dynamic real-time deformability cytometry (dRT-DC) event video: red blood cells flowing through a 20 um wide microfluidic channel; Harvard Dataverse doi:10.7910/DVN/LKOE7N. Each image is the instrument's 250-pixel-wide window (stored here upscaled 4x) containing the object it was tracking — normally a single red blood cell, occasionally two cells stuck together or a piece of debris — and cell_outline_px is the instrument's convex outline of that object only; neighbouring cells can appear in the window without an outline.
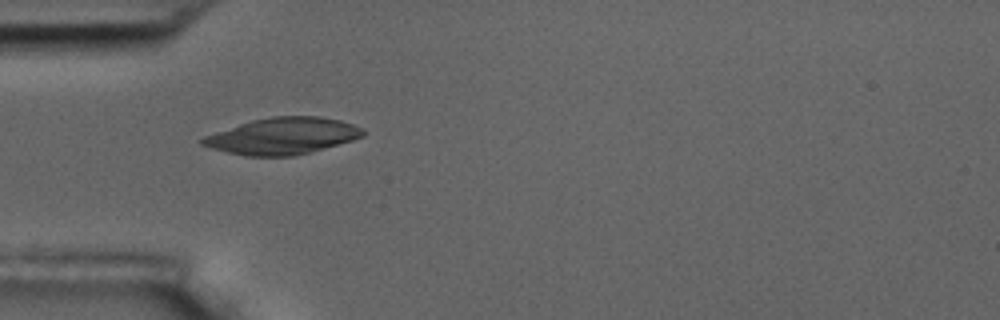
{"species": "common noctule bat (a hibernating species)", "species_latin": "Nyctalus noctula", "temperature_condition": "room temperature", "stored_images_in_passage": 1, "camera_frame_rate_fps": 3000, "um_per_image_px": 0.085, "animal": {"sex": "male", "body_mass_g": 17.5, "forearm_length_mm": 52.3}, "frame": {"image": 1, "passage_image": 1, "time_ms": 0.0, "image_size_px": [1000, 320], "cell_outline_px": [[364, 136], [352, 140], [308, 152], [292, 156], [244, 156], [212, 148], [200, 144], [200, 140], [204, 136], [252, 120], [272, 116], [320, 116], [340, 120], [364, 128]], "centroid_in_image_um": [24.02, 11.55], "position_along_channel_um": 61.0, "area_um2": 33.87}}